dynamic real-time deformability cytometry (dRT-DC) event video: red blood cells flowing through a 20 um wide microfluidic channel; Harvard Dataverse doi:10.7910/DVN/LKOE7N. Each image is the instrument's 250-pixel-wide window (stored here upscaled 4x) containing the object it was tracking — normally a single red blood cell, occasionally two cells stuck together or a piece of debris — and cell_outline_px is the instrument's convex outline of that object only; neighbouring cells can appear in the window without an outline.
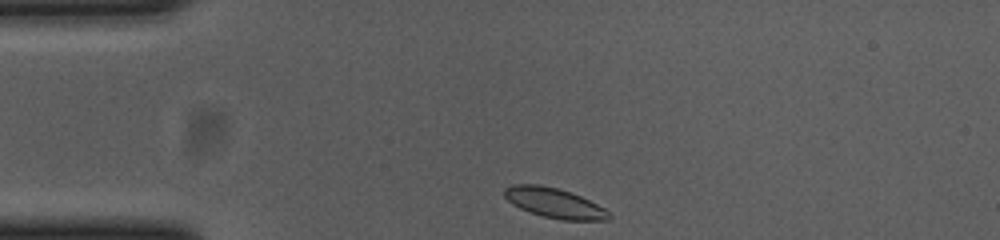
{"species": "common noctule bat (a hibernating species)", "species_latin": "Nyctalus noctula", "temperature_condition": "cold", "stored_images_in_passage": 34, "camera_frame_rate_fps": 3000, "um_per_image_px": 0.085, "animal": {"sex": "female", "body_mass_g": 23.0, "forearm_length_mm": 53.4}, "frame": {"image": 1, "passage_image": 1, "time_ms": 0.0, "image_size_px": [1000, 240], "cell_outline_px": [[612, 216], [608, 220], [560, 220], [544, 216], [520, 208], [512, 204], [504, 196], [504, 188], [512, 184], [536, 184], [556, 188], [580, 196], [604, 208]], "centroid_in_image_um": [47.1, 17.25], "position_along_channel_um": 37.9, "area_um2": 17.92}}
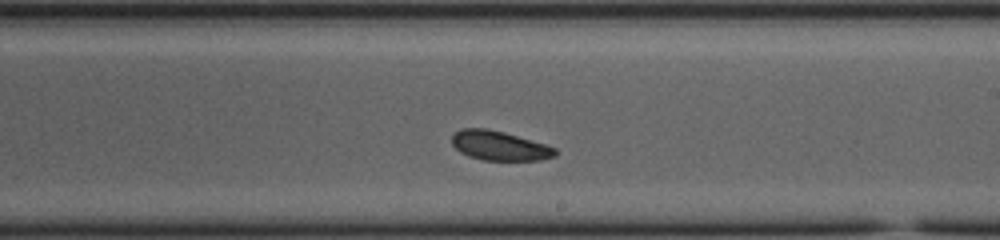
{"frame": {"image": 2, "passage_image": 21, "time_ms": 6.667, "image_size_px": [1000, 240], "cell_outline_px": [[556, 156], [540, 160], [484, 160], [468, 156], [460, 152], [452, 144], [452, 136], [460, 128], [484, 128], [504, 132], [544, 144], [556, 148]], "centroid_in_image_um": [42.43, 12.39], "position_along_channel_um": 246.6, "area_um2": 17.57}}
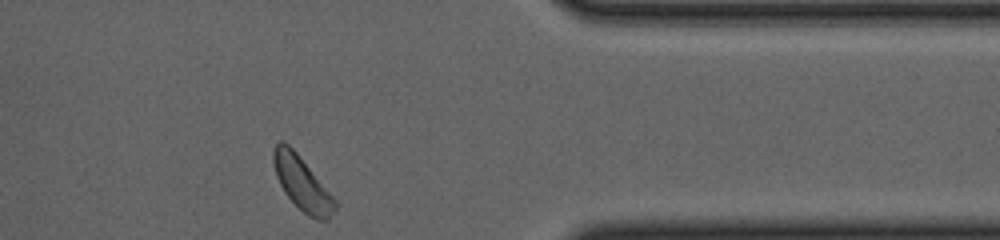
{"frame": {"image": 3, "passage_image": 34, "time_ms": 11.0, "image_size_px": [1000, 240], "cell_outline_px": [[336, 208], [328, 220], [316, 220], [308, 216], [284, 192], [276, 176], [272, 160], [272, 148], [280, 140], [284, 140], [296, 152], [336, 200]], "centroid_in_image_um": [25.65, 15.57], "position_along_channel_um": 385.8, "area_um2": 19.02}, "authors_computed_cell_mechanics": {"area_um2": 18.3804, "velocity_mm_per_s": 3.6187, "shape_relaxation_time_tau1_ms": 1.2476, "shape_relaxation_time_tau2_ms": null, "deformation_change_tau1": 0.0405, "deformation_change_tau2": null}}